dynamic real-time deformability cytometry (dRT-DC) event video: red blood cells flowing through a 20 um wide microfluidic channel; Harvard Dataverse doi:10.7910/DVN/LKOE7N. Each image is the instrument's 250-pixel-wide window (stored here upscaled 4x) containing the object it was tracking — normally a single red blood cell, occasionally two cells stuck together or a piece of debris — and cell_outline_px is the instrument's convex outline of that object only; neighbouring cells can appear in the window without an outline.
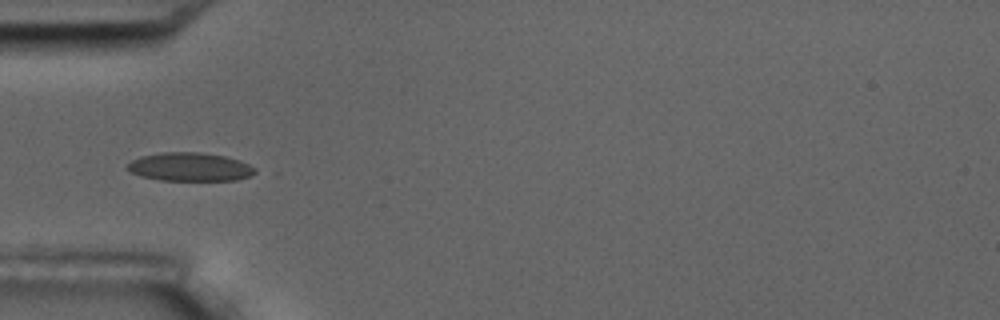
{"species": "common noctule bat (a hibernating species)", "species_latin": "Nyctalus noctula", "temperature_condition": "room temperature", "stored_images_in_passage": 17, "camera_frame_rate_fps": 3000, "um_per_image_px": 0.085, "animal": {"sex": "male", "body_mass_g": 17.5, "forearm_length_mm": 52.3}, "frame": {"image": 1, "passage_image": 6, "time_ms": 6.0, "image_size_px": [1000, 320], "cell_outline_px": [[256, 172], [248, 176], [236, 180], [160, 180], [140, 176], [124, 168], [132, 160], [140, 156], [164, 152], [200, 152], [224, 156], [240, 160], [256, 168]], "centroid_in_image_um": [16.12, 14.18], "position_along_channel_um": 68.9, "area_um2": 21.15}}
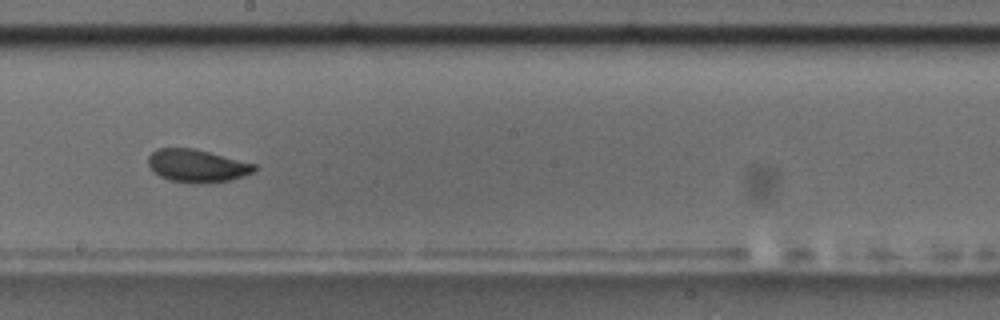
{"frame": {"image": 2, "passage_image": 10, "time_ms": 10.667, "image_size_px": [1000, 320], "cell_outline_px": [[256, 172], [244, 176], [228, 180], [196, 184], [172, 180], [160, 176], [148, 164], [148, 156], [156, 148], [196, 148], [256, 164]], "centroid_in_image_um": [16.78, 14.08], "position_along_channel_um": 231.4, "area_um2": 20.29}, "authors_computed_cell_mechanics": {"area_um2": 20.2878, "velocity_mm_per_s": 3.5001, "shape_relaxation_time_tau1_ms": 2.1244, "shape_relaxation_time_tau2_ms": 1.0118, "deformation_change_tau1": 0.0771, "deformation_change_tau2": 0.0177}}